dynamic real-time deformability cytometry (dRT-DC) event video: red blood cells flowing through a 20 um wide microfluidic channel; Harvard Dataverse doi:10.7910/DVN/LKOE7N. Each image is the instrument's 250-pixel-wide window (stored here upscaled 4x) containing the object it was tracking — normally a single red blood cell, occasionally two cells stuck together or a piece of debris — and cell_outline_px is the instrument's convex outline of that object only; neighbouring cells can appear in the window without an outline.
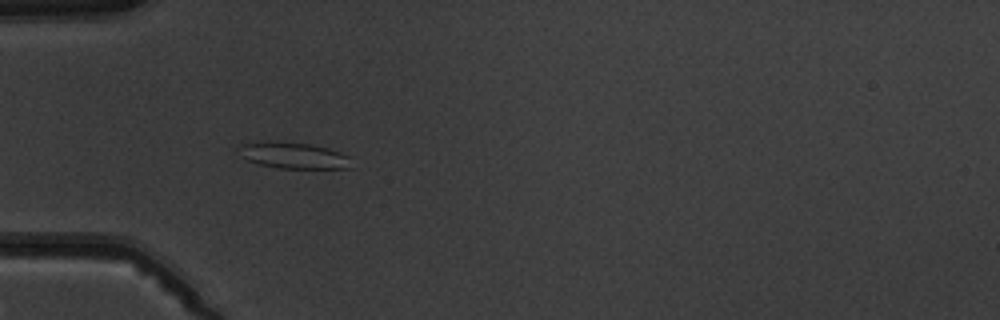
{"species": "common noctule bat (a hibernating species)", "species_latin": "Nyctalus noctula", "temperature_condition": "warm", "stored_images_in_passage": 4, "camera_frame_rate_fps": 3000, "um_per_image_px": 0.085, "animal": {"sex": "male", "body_mass_g": 19.5, "forearm_length_mm": 54.6}, "frame": {"image": 1, "passage_image": 3, "time_ms": 2.667, "image_size_px": [1000, 320], "cell_outline_px": [[352, 168], [276, 168], [260, 164], [248, 160], [240, 156], [240, 144], [312, 144], [328, 148], [340, 152], [348, 156]], "centroid_in_image_um": [25.04, 13.27], "position_along_channel_um": 60.0, "area_um2": 16.24}}
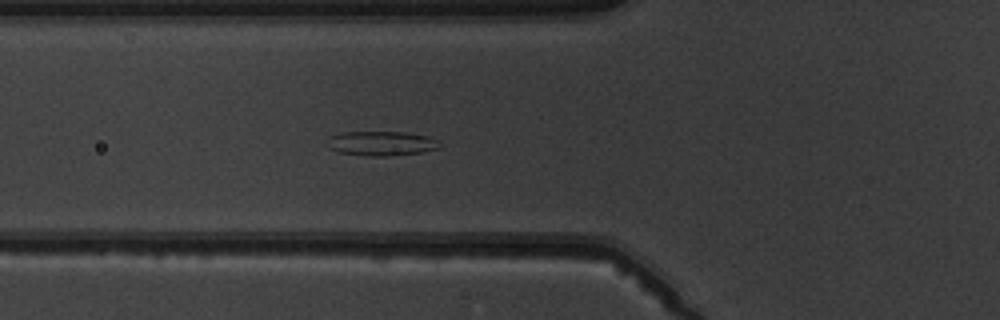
{"frame": {"image": 2, "passage_image": 4, "time_ms": 3.667, "image_size_px": [1000, 320], "cell_outline_px": [[440, 148], [424, 152], [388, 156], [368, 156], [340, 152], [328, 148], [324, 144], [332, 136], [340, 132], [404, 132], [428, 136], [440, 140]], "centroid_in_image_um": [32.44, 12.19], "position_along_channel_um": 93.4, "area_um2": 16.24}}